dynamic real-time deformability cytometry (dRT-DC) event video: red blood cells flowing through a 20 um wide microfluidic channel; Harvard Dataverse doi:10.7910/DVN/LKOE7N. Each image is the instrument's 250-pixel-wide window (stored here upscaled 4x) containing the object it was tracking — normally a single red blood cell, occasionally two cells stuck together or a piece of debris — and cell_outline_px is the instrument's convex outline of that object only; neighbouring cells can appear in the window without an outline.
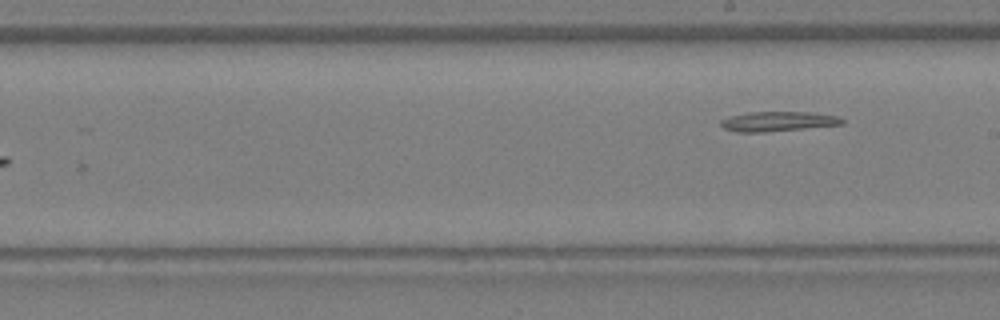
{"species": "Egyptian fruit bat (a non-hibernating species)", "species_latin": "Rousettus aegyptiacus", "temperature_condition": "warm", "stored_images_in_passage": 20, "segment_of_instrument_passage": [2, 2], "camera_frame_rate_fps": 3000, "um_per_image_px": 0.085, "animal": {"sex": "female"}, "frame": {"image": 1, "passage_image": 20, "time_ms": 6.333, "image_size_px": [1000, 320], "cell_outline_px": [[844, 124], [764, 132], [740, 132], [724, 128], [720, 124], [720, 120], [728, 116], [748, 112], [808, 112], [836, 116], [844, 120]], "centroid_in_image_um": [66.08, 10.31], "position_along_channel_um": 222.9, "area_um2": 13.81}}